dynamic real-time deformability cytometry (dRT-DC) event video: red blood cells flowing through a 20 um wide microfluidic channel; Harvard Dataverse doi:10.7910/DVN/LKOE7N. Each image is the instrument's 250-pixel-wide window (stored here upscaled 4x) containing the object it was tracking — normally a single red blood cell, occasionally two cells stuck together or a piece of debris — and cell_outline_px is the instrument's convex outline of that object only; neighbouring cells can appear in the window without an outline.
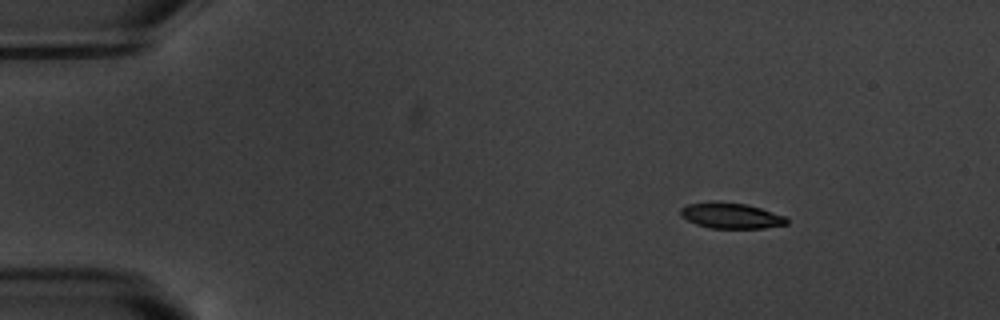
{"species": "common noctule bat (a hibernating species)", "species_latin": "Nyctalus noctula", "temperature_condition": "warm", "stored_images_in_passage": 10, "camera_frame_rate_fps": 3000, "um_per_image_px": 0.085, "animal": {"sex": "male", "body_mass_g": 20.1, "forearm_length_mm": 53.5}, "frame": {"image": 1, "passage_image": 2, "time_ms": 1.0, "image_size_px": [1000, 320], "cell_outline_px": [[788, 224], [764, 228], [712, 228], [696, 224], [680, 216], [680, 208], [688, 204], [712, 200], [716, 200], [744, 204], [760, 208], [784, 216], [788, 220]], "centroid_in_image_um": [62.09, 18.31], "position_along_channel_um": 22.9, "area_um2": 15.95}}
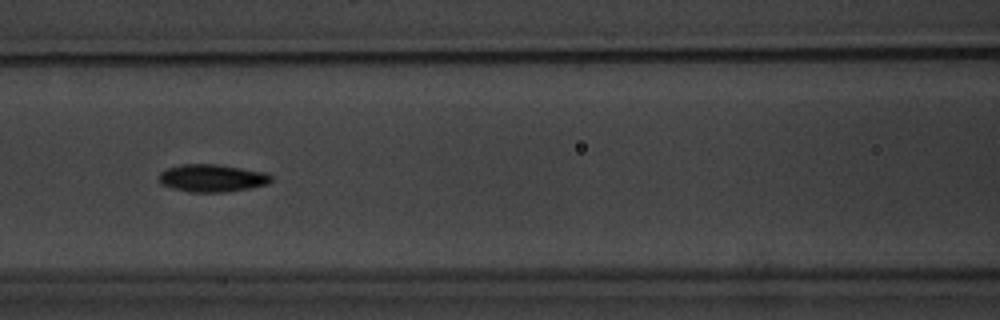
{"frame": {"image": 2, "passage_image": 7, "time_ms": 7.0, "image_size_px": [1000, 320], "cell_outline_px": [[272, 180], [268, 184], [228, 192], [188, 192], [172, 188], [160, 184], [156, 176], [160, 172], [168, 168], [180, 164], [216, 164], [268, 172], [272, 176]], "centroid_in_image_um": [18.0, 15.14], "position_along_channel_um": 148.6, "area_um2": 18.32}}
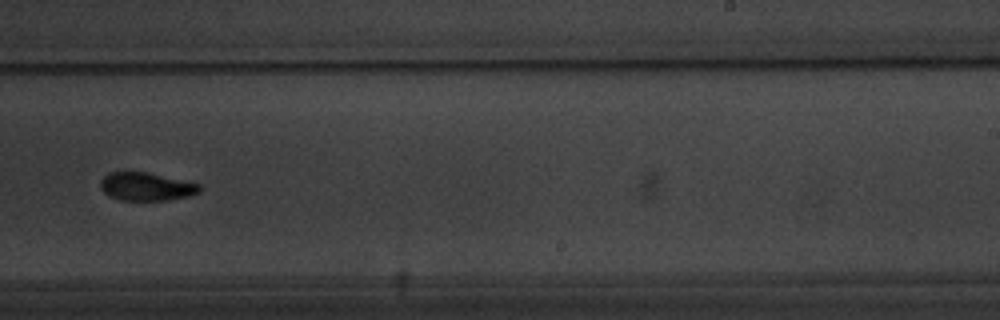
{"frame": {"image": 3, "passage_image": 10, "time_ms": 10.667, "image_size_px": [1000, 320], "cell_outline_px": [[204, 188], [200, 192], [188, 196], [168, 200], [120, 200], [108, 196], [100, 188], [100, 180], [108, 172], [148, 172], [200, 184]], "centroid_in_image_um": [12.43, 15.86], "position_along_channel_um": 276.6, "area_um2": 16.42}}